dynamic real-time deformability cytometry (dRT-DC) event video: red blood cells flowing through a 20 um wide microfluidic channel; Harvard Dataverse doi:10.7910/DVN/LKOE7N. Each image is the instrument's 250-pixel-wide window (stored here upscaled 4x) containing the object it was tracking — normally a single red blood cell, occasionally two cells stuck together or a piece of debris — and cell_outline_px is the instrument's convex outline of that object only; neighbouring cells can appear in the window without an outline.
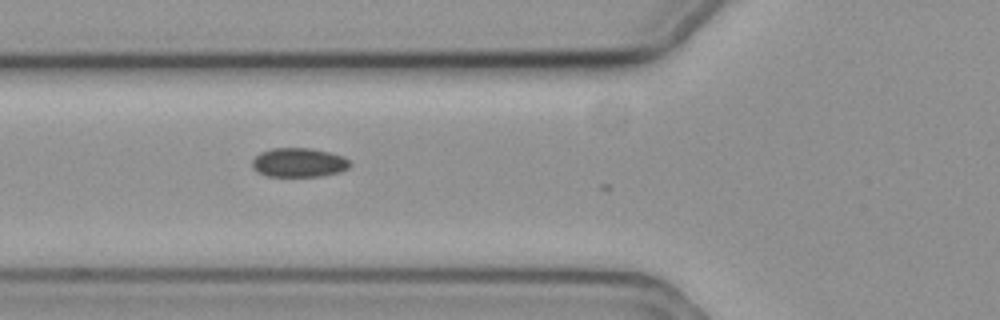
{"species": "common noctule bat (a hibernating species)", "species_latin": "Nyctalus noctula", "temperature_condition": "cold", "stored_images_in_passage": 7, "camera_frame_rate_fps": 3000, "um_per_image_px": 0.085, "animal": {"sex": "female", "body_mass_g": 19.3, "forearm_length_mm": 54.1}, "frame": {"image": 1, "passage_image": 2, "time_ms": 0.333, "image_size_px": [1000, 320], "cell_outline_px": [[352, 164], [348, 168], [340, 172], [320, 176], [264, 176], [256, 172], [252, 168], [252, 160], [260, 152], [272, 148], [312, 148], [344, 156]], "centroid_in_image_um": [25.38, 13.82], "position_along_channel_um": 100.4, "area_um2": 16.76}}